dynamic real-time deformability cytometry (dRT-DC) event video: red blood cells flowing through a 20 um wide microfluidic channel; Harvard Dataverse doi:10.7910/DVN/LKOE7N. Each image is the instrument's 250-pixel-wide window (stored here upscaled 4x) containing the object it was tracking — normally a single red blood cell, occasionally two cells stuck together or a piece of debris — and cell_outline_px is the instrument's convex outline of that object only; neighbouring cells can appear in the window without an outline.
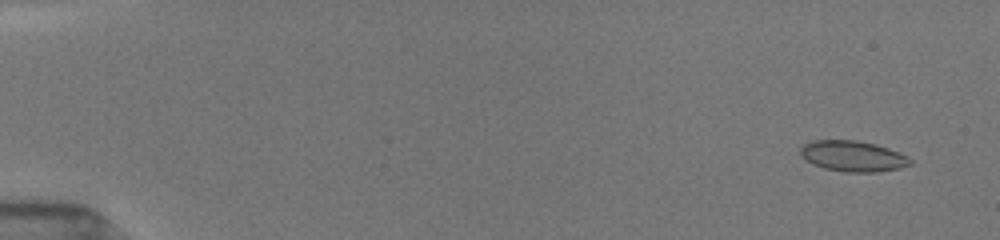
{"species": "common noctule bat (a hibernating species)", "species_latin": "Nyctalus noctula", "temperature_condition": "room temperature", "stored_images_in_passage": 18, "camera_frame_rate_fps": 3000, "um_per_image_px": 0.085, "animal": {"sex": "female", "body_mass_g": 19.5, "forearm_length_mm": 54.1}, "frame": {"image": 1, "passage_image": 4, "time_ms": 1.0, "image_size_px": [1000, 240], "cell_outline_px": [[912, 164], [900, 168], [876, 172], [844, 172], [824, 168], [812, 164], [804, 160], [800, 156], [800, 148], [804, 144], [812, 140], [856, 140], [888, 148], [912, 160]], "centroid_in_image_um": [72.43, 13.28], "position_along_channel_um": 12.6, "area_um2": 19.59}}
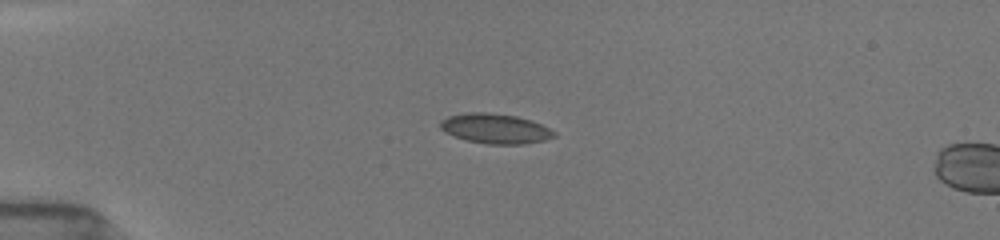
{"frame": {"image": 2, "passage_image": 15, "time_ms": 4.667, "image_size_px": [1000, 240], "cell_outline_px": [[556, 136], [544, 140], [524, 144], [488, 144], [468, 140], [452, 136], [444, 132], [440, 128], [440, 120], [448, 116], [468, 112], [488, 112], [516, 116], [540, 124], [556, 132]], "centroid_in_image_um": [42.06, 10.93], "position_along_channel_um": 42.9, "area_um2": 19.77}}